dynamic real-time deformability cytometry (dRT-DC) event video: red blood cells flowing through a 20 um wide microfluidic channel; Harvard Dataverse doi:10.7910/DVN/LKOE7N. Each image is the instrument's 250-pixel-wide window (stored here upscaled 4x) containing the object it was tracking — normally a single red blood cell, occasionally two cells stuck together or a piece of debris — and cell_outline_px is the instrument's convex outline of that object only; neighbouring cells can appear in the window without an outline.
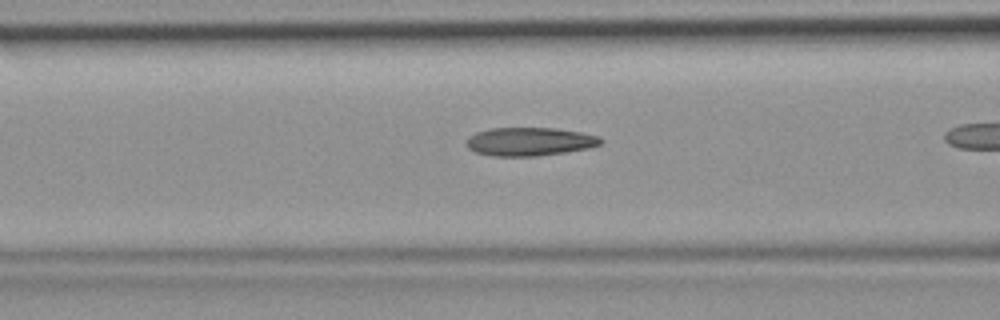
{"species": "common noctule bat (a hibernating species)", "species_latin": "Nyctalus noctula", "temperature_condition": "room temperature", "stored_images_in_passage": 11, "camera_frame_rate_fps": 3000, "um_per_image_px": 0.085, "animal": {"sex": "female", "body_mass_g": 19.9}, "frame": {"image": 1, "passage_image": 4, "time_ms": 1.0, "image_size_px": [1000, 320], "cell_outline_px": [[604, 140], [600, 144], [588, 148], [564, 152], [536, 156], [492, 156], [476, 152], [468, 148], [464, 144], [468, 136], [476, 132], [488, 128], [556, 128], [580, 132], [600, 136]], "centroid_in_image_um": [44.98, 12.03], "position_along_channel_um": 121.6, "area_um2": 22.37}}